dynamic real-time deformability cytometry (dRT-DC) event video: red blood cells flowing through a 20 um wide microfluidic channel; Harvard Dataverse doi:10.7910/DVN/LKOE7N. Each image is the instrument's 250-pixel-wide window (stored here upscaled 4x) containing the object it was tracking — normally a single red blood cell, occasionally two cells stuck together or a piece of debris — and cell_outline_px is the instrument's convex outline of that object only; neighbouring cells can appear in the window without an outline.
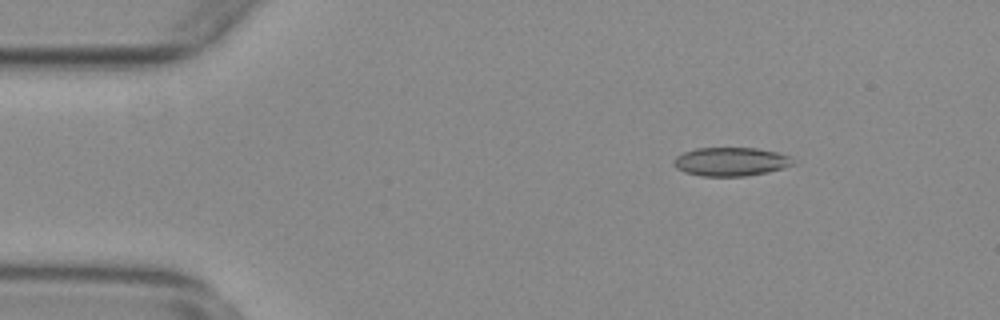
{"species": "common noctule bat (a hibernating species)", "species_latin": "Nyctalus noctula", "temperature_condition": "warm", "stored_images_in_passage": 55, "camera_frame_rate_fps": 3000, "um_per_image_px": 0.085, "animal": {"sex": "female", "body_mass_g": 29.2, "forearm_length_mm": 56.3}, "frame": {"image": 1, "passage_image": 8, "time_ms": 2.333, "image_size_px": [1000, 320], "cell_outline_px": [[796, 164], [768, 172], [744, 176], [704, 176], [684, 172], [676, 168], [672, 164], [672, 160], [676, 156], [684, 152], [696, 148], [756, 148], [776, 152], [792, 156]], "centroid_in_image_um": [62.12, 13.74], "position_along_channel_um": 22.9, "area_um2": 20.06}}
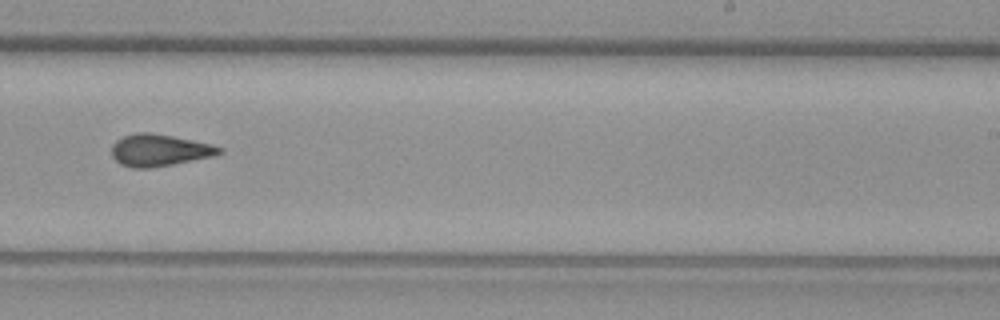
{"frame": {"image": 2, "passage_image": 34, "time_ms": 11.0, "image_size_px": [1000, 320], "cell_outline_px": [[224, 152], [212, 156], [152, 168], [132, 168], [120, 164], [112, 156], [112, 144], [116, 140], [124, 136], [136, 132], [152, 132], [212, 144], [224, 148]], "centroid_in_image_um": [13.54, 12.76], "position_along_channel_um": 275.5, "area_um2": 20.06}}
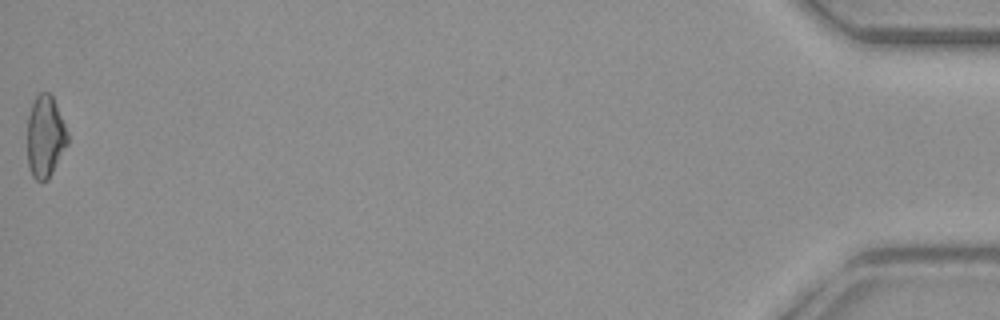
{"frame": {"image": 3, "passage_image": 55, "time_ms": 18.0, "image_size_px": [1000, 320], "cell_outline_px": [[68, 144], [48, 180], [36, 180], [32, 176], [28, 168], [28, 116], [32, 104], [36, 96], [40, 92], [48, 92], [52, 96], [56, 104], [68, 132]], "centroid_in_image_um": [3.85, 11.62], "position_along_channel_um": 431.3, "area_um2": 19.19}, "authors_computed_cell_mechanics": {"area_um2": 19.7098, "velocity_mm_per_s": 3.7663, "shape_relaxation_time_tau1_ms": null, "shape_relaxation_time_tau2_ms": 3.1334, "deformation_change_tau1": null, "deformation_change_tau2": 0.1042}}